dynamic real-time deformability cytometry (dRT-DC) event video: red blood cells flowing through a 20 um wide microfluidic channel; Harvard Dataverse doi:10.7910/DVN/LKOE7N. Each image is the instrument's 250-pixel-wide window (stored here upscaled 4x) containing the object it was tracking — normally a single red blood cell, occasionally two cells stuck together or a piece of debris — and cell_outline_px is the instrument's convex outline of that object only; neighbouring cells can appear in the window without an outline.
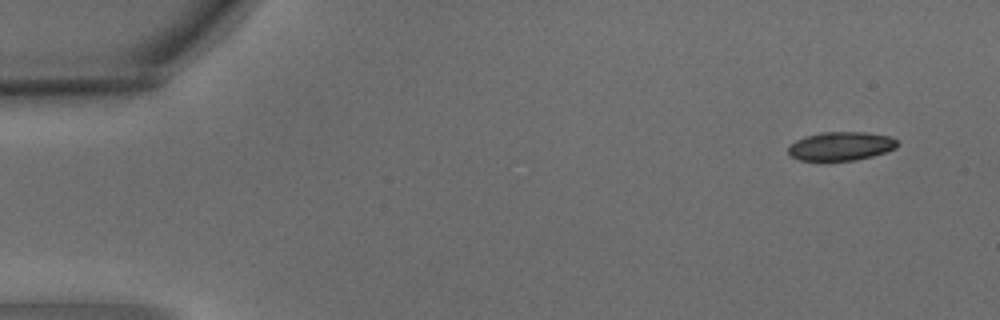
{"species": "common noctule bat (a hibernating species)", "species_latin": "Nyctalus noctula", "temperature_condition": "warm", "stored_images_in_passage": 4, "camera_frame_rate_fps": 3000, "um_per_image_px": 0.085, "animal": {"sex": "male", "body_mass_g": 15.6}, "frame": {"image": 1, "passage_image": 1, "time_ms": 0.0, "image_size_px": [1000, 320], "cell_outline_px": [[900, 144], [896, 148], [872, 156], [856, 160], [828, 164], [800, 160], [792, 156], [788, 152], [788, 144], [804, 136], [820, 132], [864, 132], [892, 136]], "centroid_in_image_um": [71.43, 12.46], "position_along_channel_um": 13.6, "area_um2": 19.13}}